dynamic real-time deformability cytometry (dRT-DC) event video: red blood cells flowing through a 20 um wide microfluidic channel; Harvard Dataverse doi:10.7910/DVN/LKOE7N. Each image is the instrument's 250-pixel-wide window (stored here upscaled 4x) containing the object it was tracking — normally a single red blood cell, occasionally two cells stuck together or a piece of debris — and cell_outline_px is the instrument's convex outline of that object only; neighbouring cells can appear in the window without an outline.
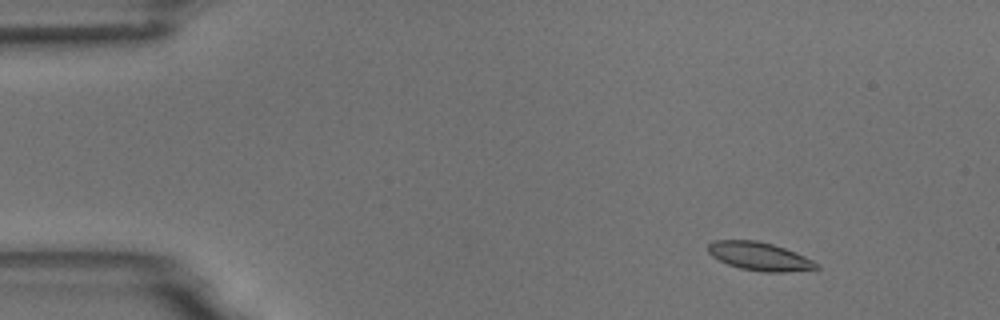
{"species": "common noctule bat (a hibernating species)", "species_latin": "Nyctalus noctula", "temperature_condition": "room temperature", "stored_images_in_passage": 10, "camera_frame_rate_fps": 3000, "um_per_image_px": 0.085, "animal": {"sex": "male", "body_mass_g": 18.8}, "frame": {"image": 1, "passage_image": 2, "time_ms": 1.0, "image_size_px": [1000, 320], "cell_outline_px": [[820, 268], [784, 272], [764, 272], [740, 268], [728, 264], [712, 256], [708, 252], [708, 244], [712, 240], [756, 240], [772, 244], [784, 248], [804, 256], [820, 264]], "centroid_in_image_um": [64.55, 21.78], "position_along_channel_um": 20.5, "area_um2": 17.74}}
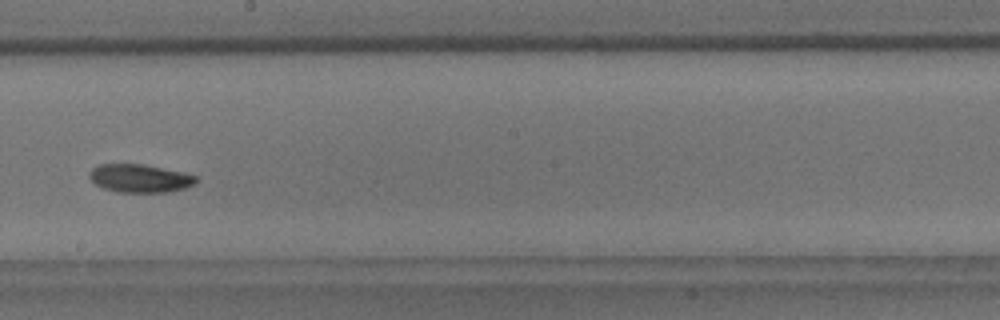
{"frame": {"image": 2, "passage_image": 9, "time_ms": 9.333, "image_size_px": [1000, 320], "cell_outline_px": [[196, 180], [192, 184], [184, 188], [168, 192], [116, 192], [104, 188], [96, 184], [88, 176], [88, 172], [92, 168], [100, 164], [144, 164], [180, 172], [196, 176]], "centroid_in_image_um": [11.82, 15.15], "position_along_channel_um": 236.4, "area_um2": 17.28}}
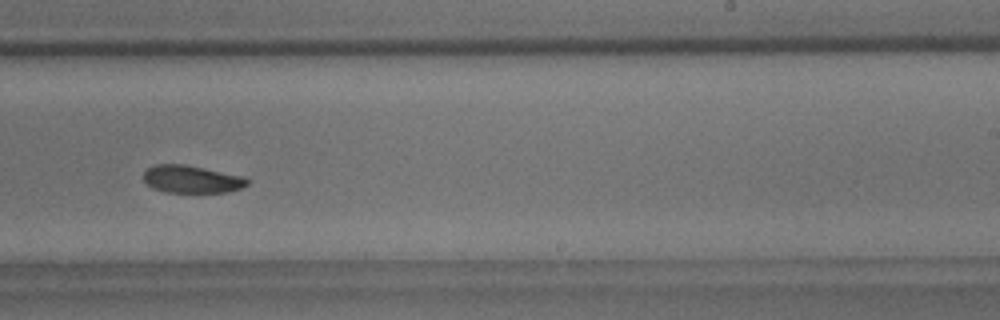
{"frame": {"image": 3, "passage_image": 10, "time_ms": 10.333, "image_size_px": [1000, 320], "cell_outline_px": [[248, 184], [240, 188], [228, 192], [164, 192], [152, 188], [144, 180], [144, 172], [148, 168], [156, 164], [184, 164], [244, 176], [248, 180]], "centroid_in_image_um": [16.28, 15.23], "position_along_channel_um": 272.7, "area_um2": 16.59}}